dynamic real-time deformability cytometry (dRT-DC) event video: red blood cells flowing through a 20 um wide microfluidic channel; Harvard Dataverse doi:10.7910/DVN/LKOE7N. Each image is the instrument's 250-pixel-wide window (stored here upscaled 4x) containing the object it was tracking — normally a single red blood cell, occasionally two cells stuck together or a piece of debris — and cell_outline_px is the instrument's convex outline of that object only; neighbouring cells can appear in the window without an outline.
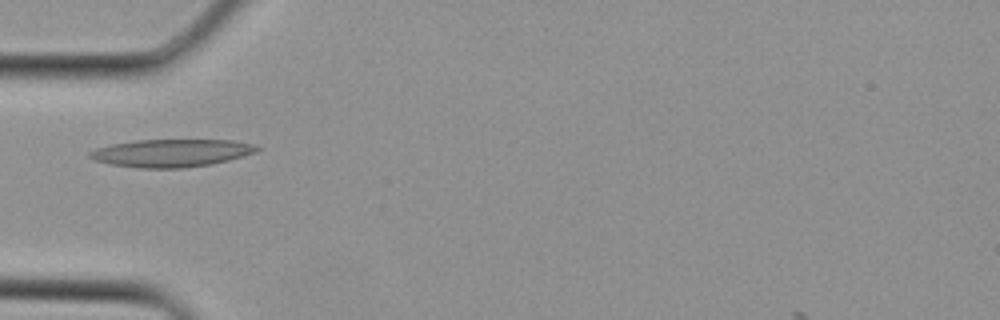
{"species": "Egyptian fruit bat (a non-hibernating species)", "species_latin": "Rousettus aegyptiacus", "temperature_condition": "cold", "stored_images_in_passage": 3, "camera_frame_rate_fps": 3000, "um_per_image_px": 0.085, "animal": {"sex": "female"}, "frame": {"image": 1, "passage_image": 3, "time_ms": 0.667, "image_size_px": [1000, 320], "cell_outline_px": [[264, 148], [256, 152], [244, 156], [212, 164], [184, 168], [136, 168], [112, 164], [96, 160], [88, 156], [88, 152], [96, 148], [112, 144], [136, 140], [232, 140], [252, 144]], "centroid_in_image_um": [14.6, 13.0], "position_along_channel_um": 70.4, "area_um2": 27.05}}